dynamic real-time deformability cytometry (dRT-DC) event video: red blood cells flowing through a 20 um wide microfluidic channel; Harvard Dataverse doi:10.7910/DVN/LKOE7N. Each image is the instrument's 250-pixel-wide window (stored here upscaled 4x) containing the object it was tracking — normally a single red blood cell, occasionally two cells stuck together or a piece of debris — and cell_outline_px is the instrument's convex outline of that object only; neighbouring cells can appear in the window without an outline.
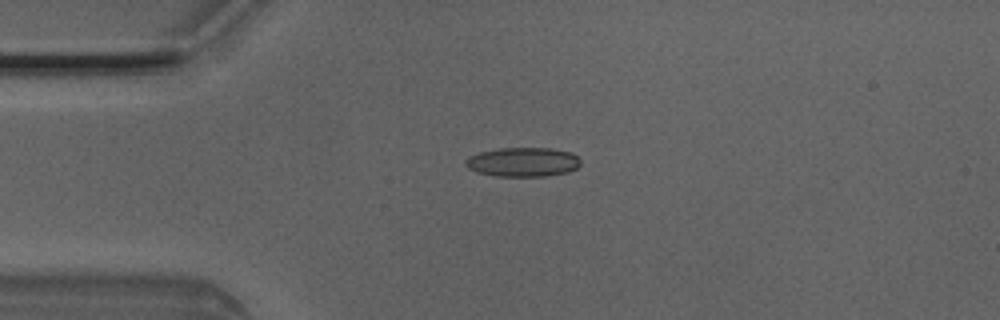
{"species": "Egyptian fruit bat (a non-hibernating species)", "species_latin": "Rousettus aegyptiacus", "temperature_condition": "room temperature", "stored_images_in_passage": 6, "camera_frame_rate_fps": 3000, "um_per_image_px": 0.085, "animal": {"sex": "male"}, "frame": {"image": 1, "passage_image": 3, "time_ms": 0.667, "image_size_px": [1000, 320], "cell_outline_px": [[580, 164], [576, 168], [568, 172], [544, 176], [496, 176], [476, 172], [468, 168], [464, 164], [464, 160], [480, 152], [500, 148], [552, 148], [572, 152], [580, 160]], "centroid_in_image_um": [44.45, 13.77], "position_along_channel_um": 40.6, "area_um2": 19.59}}
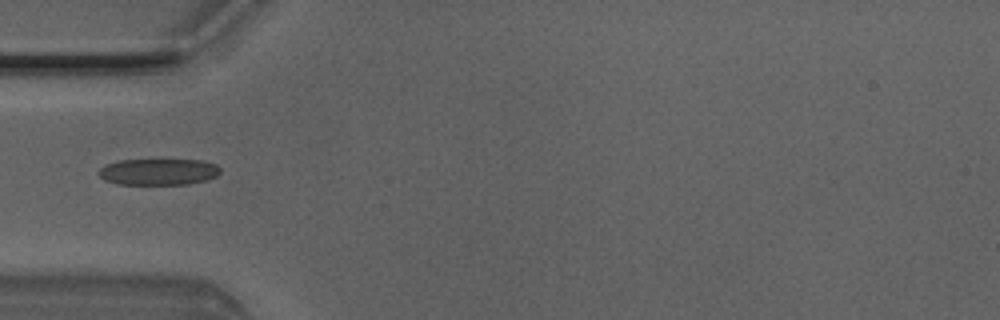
{"frame": {"image": 2, "passage_image": 4, "time_ms": 1.0, "image_size_px": [1000, 320], "cell_outline_px": [[220, 172], [216, 176], [208, 180], [188, 184], [116, 184], [104, 180], [96, 172], [104, 164], [116, 160], [160, 156], [204, 160], [216, 164], [220, 168]], "centroid_in_image_um": [13.45, 14.53], "position_along_channel_um": 71.5, "area_um2": 20.23}}